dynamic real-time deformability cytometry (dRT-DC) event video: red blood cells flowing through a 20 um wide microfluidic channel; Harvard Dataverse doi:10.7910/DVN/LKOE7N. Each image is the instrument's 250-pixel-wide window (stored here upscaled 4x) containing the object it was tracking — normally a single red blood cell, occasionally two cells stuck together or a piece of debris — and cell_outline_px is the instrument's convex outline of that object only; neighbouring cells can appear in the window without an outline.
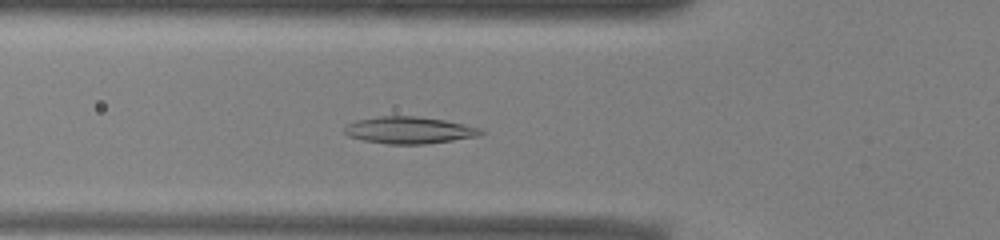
{"species": "common noctule bat (a hibernating species)", "species_latin": "Nyctalus noctula", "temperature_condition": "warm", "stored_images_in_passage": 45, "camera_frame_rate_fps": 3000, "um_per_image_px": 0.085, "animal": {"sex": "male", "body_mass_g": 13.0, "forearm_length_mm": 53.1}, "frame": {"image": 1, "passage_image": 11, "time_ms": 3.333, "image_size_px": [1000, 240], "cell_outline_px": [[484, 132], [480, 136], [424, 144], [388, 144], [364, 140], [348, 136], [344, 132], [344, 128], [348, 124], [356, 120], [380, 116], [416, 116], [444, 120], [480, 128]], "centroid_in_image_um": [34.77, 11.06], "position_along_channel_um": 91.0, "area_um2": 21.21}}
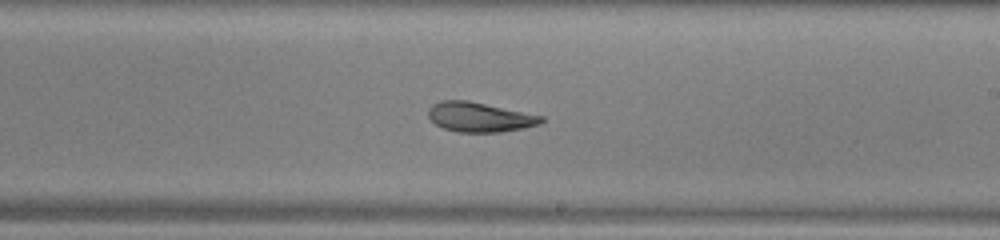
{"frame": {"image": 2, "passage_image": 23, "time_ms": 7.333, "image_size_px": [1000, 240], "cell_outline_px": [[544, 120], [540, 124], [524, 128], [500, 132], [456, 132], [444, 128], [436, 124], [428, 116], [428, 108], [432, 104], [440, 100], [468, 100], [544, 116]], "centroid_in_image_um": [40.76, 9.95], "position_along_channel_um": 248.2, "area_um2": 19.59}}
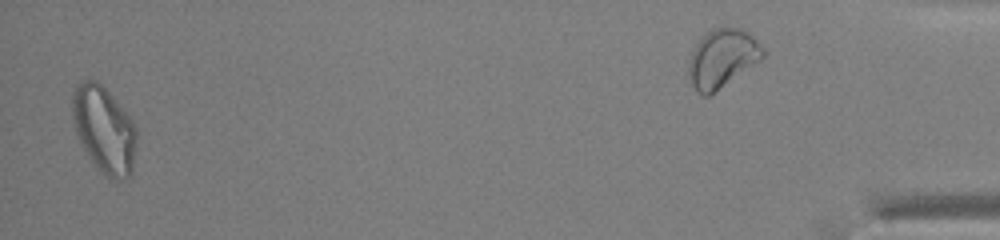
{"frame": {"image": 3, "passage_image": 44, "time_ms": 14.333, "image_size_px": [1000, 240], "cell_outline_px": [[136, 144], [132, 172], [124, 180], [108, 180], [100, 172], [88, 156], [76, 132], [72, 120], [72, 92], [80, 80], [96, 80], [124, 108], [132, 120], [136, 128]], "centroid_in_image_um": [8.85, 11.04], "position_along_channel_um": 426.4, "area_um2": 32.66}, "authors_computed_cell_mechanics": {"area_um2": 21.3282, "velocity_mm_per_s": 3.9365, "shape_relaxation_time_tau1_ms": 8.8562, "shape_relaxation_time_tau2_ms": 2.7008, "deformation_change_tau1": 0.2441, "deformation_change_tau2": 0.1089}}